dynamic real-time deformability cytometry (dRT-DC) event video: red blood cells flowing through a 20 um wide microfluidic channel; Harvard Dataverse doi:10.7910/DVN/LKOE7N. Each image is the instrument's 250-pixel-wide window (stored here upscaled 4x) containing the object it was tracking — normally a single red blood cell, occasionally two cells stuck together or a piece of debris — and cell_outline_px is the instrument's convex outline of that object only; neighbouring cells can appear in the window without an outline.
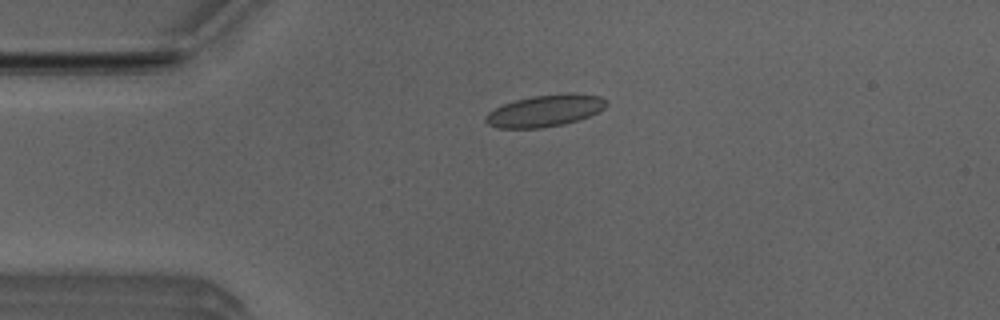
{"species": "Egyptian fruit bat (a non-hibernating species)", "species_latin": "Rousettus aegyptiacus", "temperature_condition": "room temperature", "stored_images_in_passage": 4, "camera_frame_rate_fps": 3000, "um_per_image_px": 0.085, "animal": {"sex": "male"}, "frame": {"image": 1, "passage_image": 4, "time_ms": 1.0, "image_size_px": [1000, 320], "cell_outline_px": [[608, 104], [604, 108], [588, 116], [564, 124], [540, 128], [500, 128], [488, 124], [484, 120], [484, 116], [488, 112], [504, 104], [516, 100], [532, 96], [568, 92], [576, 92], [600, 96]], "centroid_in_image_um": [46.32, 9.4], "position_along_channel_um": 38.7, "area_um2": 22.31}}